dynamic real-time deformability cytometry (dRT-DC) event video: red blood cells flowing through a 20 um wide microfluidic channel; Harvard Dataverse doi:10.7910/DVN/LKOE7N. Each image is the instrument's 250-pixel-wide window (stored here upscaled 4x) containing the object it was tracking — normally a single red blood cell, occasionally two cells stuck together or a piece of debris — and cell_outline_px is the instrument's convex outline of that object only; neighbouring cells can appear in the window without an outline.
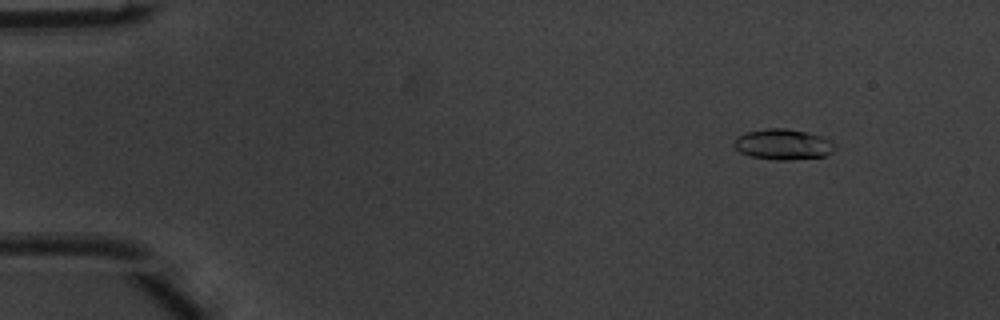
{"species": "common noctule bat (a hibernating species)", "species_latin": "Nyctalus noctula", "temperature_condition": "warm", "stored_images_in_passage": 51, "camera_frame_rate_fps": 3000, "um_per_image_px": 0.085, "animal": {"sex": "male", "body_mass_g": 20.1, "forearm_length_mm": 53.5}, "frame": {"image": 1, "passage_image": 6, "time_ms": 1.667, "image_size_px": [1000, 320], "cell_outline_px": [[836, 148], [832, 152], [824, 156], [788, 160], [780, 160], [752, 156], [740, 152], [732, 144], [744, 132], [764, 128], [788, 128], [808, 132], [820, 136], [828, 140]], "centroid_in_image_um": [66.54, 12.25], "position_along_channel_um": 18.5, "area_um2": 17.8}}
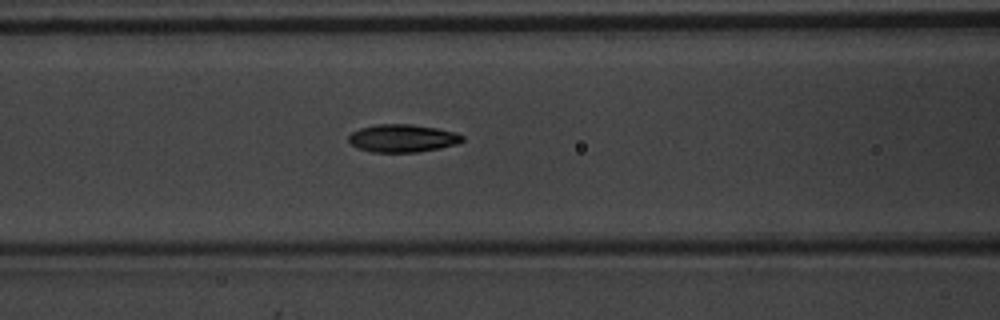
{"frame": {"image": 2, "passage_image": 22, "time_ms": 7.0, "image_size_px": [1000, 320], "cell_outline_px": [[464, 140], [456, 144], [440, 148], [416, 152], [372, 152], [360, 148], [352, 144], [348, 140], [348, 136], [352, 132], [360, 128], [376, 124], [412, 124], [436, 128], [456, 132], [464, 136]], "centroid_in_image_um": [34.23, 11.74], "position_along_channel_um": 132.4, "area_um2": 18.38}}
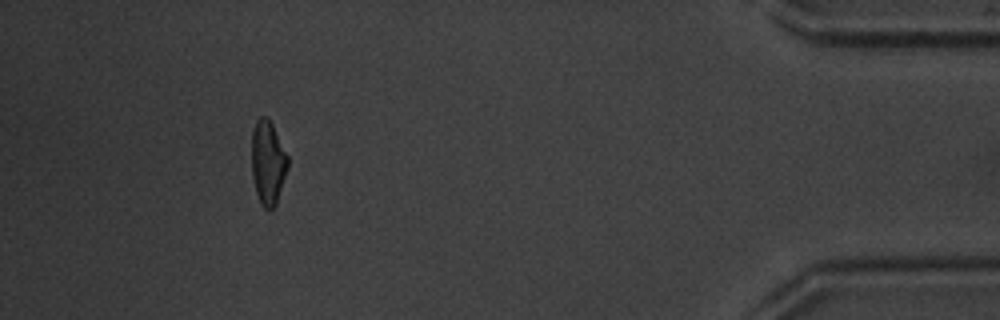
{"frame": {"image": 3, "passage_image": 47, "time_ms": 15.333, "image_size_px": [1000, 320], "cell_outline_px": [[288, 168], [276, 204], [272, 208], [264, 208], [260, 204], [256, 192], [252, 176], [252, 132], [256, 120], [260, 116], [268, 116], [288, 156]], "centroid_in_image_um": [22.77, 13.8], "position_along_channel_um": 412.4, "area_um2": 17.69}, "authors_computed_cell_mechanics": {"area_um2": 17.7446, "velocity_mm_per_s": 4.041, "shape_relaxation_time_tau1_ms": 3.3414, "shape_relaxation_time_tau2_ms": 1.7424, "deformation_change_tau1": 0.1668, "deformation_change_tau2": 0.0689}}